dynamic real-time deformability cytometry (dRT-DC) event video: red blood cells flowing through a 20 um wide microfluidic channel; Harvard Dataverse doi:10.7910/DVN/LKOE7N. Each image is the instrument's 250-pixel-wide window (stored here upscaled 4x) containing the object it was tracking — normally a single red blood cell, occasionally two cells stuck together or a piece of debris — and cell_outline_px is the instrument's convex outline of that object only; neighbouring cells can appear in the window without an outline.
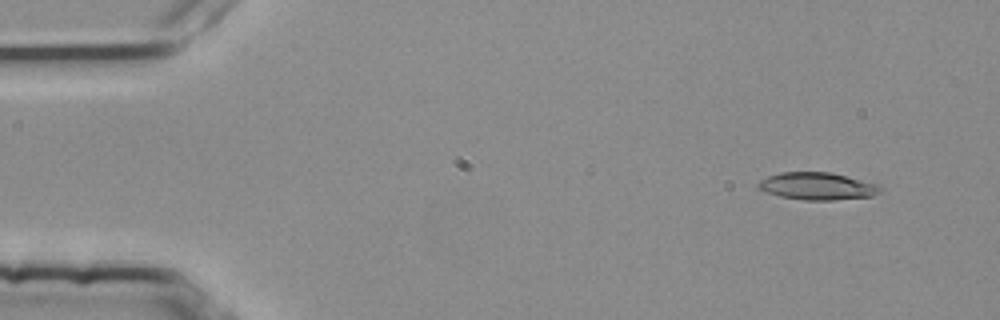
{"species": "common noctule bat (a hibernating species)", "species_latin": "Nyctalus noctula", "temperature_condition": "room temperature", "stored_images_in_passage": 5, "camera_frame_rate_fps": 3000, "um_per_image_px": 0.085, "animal": {"sex": "female", "body_mass_g": 25.1}, "frame": {"image": 1, "passage_image": 2, "time_ms": 0.333, "image_size_px": [1000, 320], "cell_outline_px": [[884, 188], [880, 192], [872, 196], [832, 200], [804, 200], [780, 196], [756, 188], [756, 184], [760, 180], [768, 176], [780, 172], [832, 172], [876, 184]], "centroid_in_image_um": [69.46, 15.82], "position_along_channel_um": 15.5, "area_um2": 19.42}}
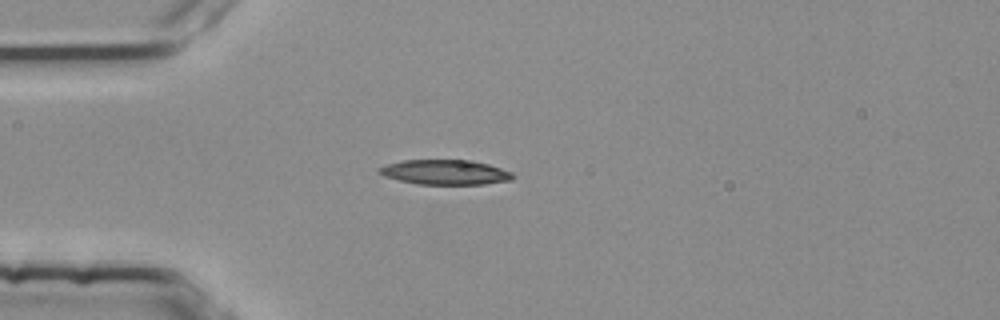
{"frame": {"image": 2, "passage_image": 4, "time_ms": 1.0, "image_size_px": [1000, 320], "cell_outline_px": [[516, 176], [512, 180], [484, 184], [416, 184], [384, 176], [376, 168], [400, 160], [472, 160], [488, 164], [512, 172]], "centroid_in_image_um": [37.86, 14.63], "position_along_channel_um": 47.1, "area_um2": 19.36}}